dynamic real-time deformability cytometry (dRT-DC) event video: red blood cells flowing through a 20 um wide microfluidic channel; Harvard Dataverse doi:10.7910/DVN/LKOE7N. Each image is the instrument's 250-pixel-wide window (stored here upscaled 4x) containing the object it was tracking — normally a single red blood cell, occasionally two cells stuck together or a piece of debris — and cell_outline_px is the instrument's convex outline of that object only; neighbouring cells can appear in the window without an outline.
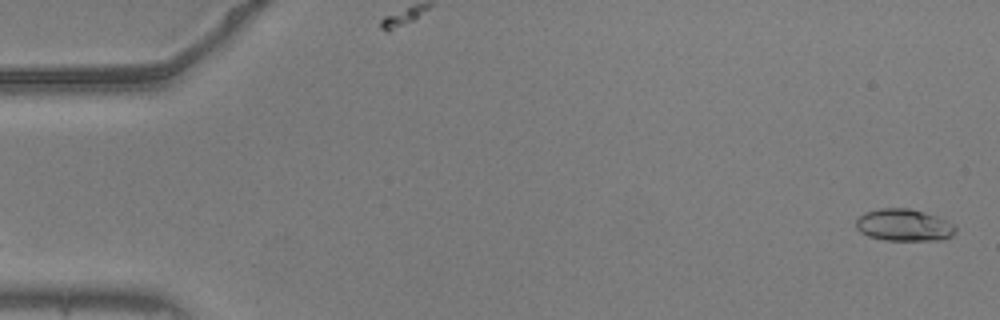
{"species": "common noctule bat (a hibernating species)", "species_latin": "Nyctalus noctula", "temperature_condition": "warm", "stored_images_in_passage": 56, "camera_frame_rate_fps": 3000, "um_per_image_px": 0.085, "animal": {"sex": "male", "body_mass_g": 20.5, "forearm_length_mm": 52.5}, "frame": {"image": 1, "passage_image": 1, "time_ms": 0.0, "image_size_px": [1000, 320], "cell_outline_px": [[956, 232], [952, 236], [940, 240], [884, 240], [868, 236], [860, 232], [856, 228], [856, 220], [864, 212], [880, 208], [908, 208], [924, 212], [936, 216], [956, 224]], "centroid_in_image_um": [76.84, 19.13], "position_along_channel_um": 8.2, "area_um2": 18.73}}
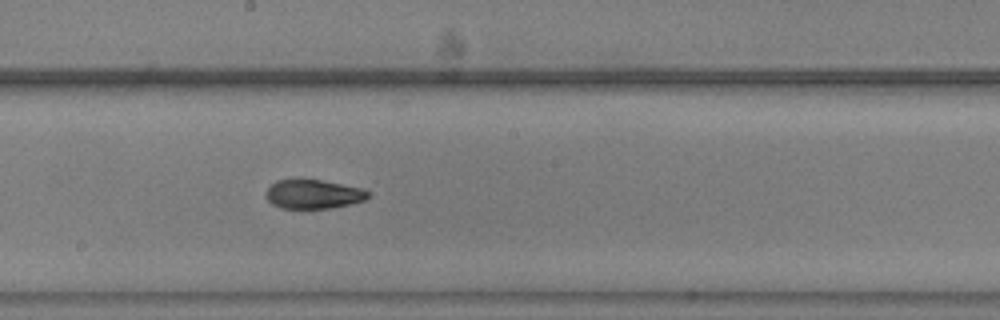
{"frame": {"image": 2, "passage_image": 30, "time_ms": 9.667, "image_size_px": [1000, 320], "cell_outline_px": [[368, 196], [364, 200], [352, 204], [332, 208], [280, 208], [272, 204], [264, 196], [264, 192], [276, 180], [300, 176], [360, 188], [368, 192]], "centroid_in_image_um": [26.54, 16.47], "position_along_channel_um": 221.7, "area_um2": 17.74}}
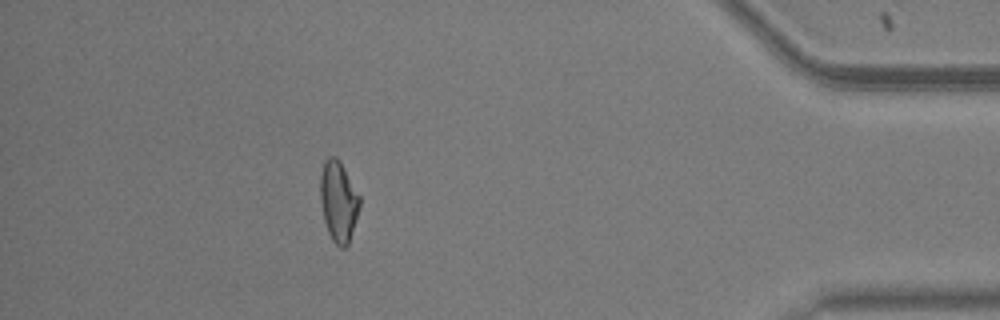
{"frame": {"image": 3, "passage_image": 49, "time_ms": 16.0, "image_size_px": [1000, 320], "cell_outline_px": [[360, 208], [348, 244], [344, 248], [340, 248], [332, 240], [328, 232], [324, 220], [320, 200], [320, 176], [324, 160], [328, 156], [336, 156], [340, 160], [360, 196]], "centroid_in_image_um": [28.77, 17.09], "position_along_channel_um": 406.4, "area_um2": 18.67}}